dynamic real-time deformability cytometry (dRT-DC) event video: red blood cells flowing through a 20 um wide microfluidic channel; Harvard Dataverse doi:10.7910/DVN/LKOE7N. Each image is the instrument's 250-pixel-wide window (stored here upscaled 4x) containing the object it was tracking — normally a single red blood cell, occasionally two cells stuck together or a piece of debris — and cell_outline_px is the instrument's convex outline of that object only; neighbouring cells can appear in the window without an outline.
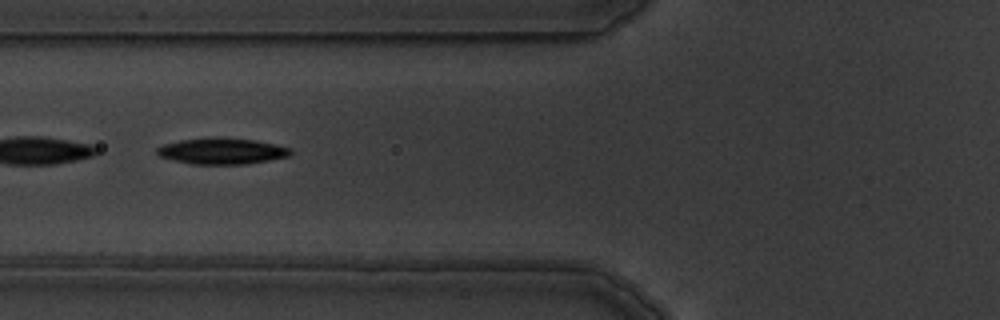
{"species": "common noctule bat (a hibernating species)", "species_latin": "Nyctalus noctula", "temperature_condition": "warm", "stored_images_in_passage": 7, "camera_frame_rate_fps": 3000, "um_per_image_px": 0.085, "animal": {"sex": "male", "body_mass_g": 19.5, "forearm_length_mm": 54.6}, "frame": {"image": 1, "passage_image": 5, "time_ms": 4.667, "image_size_px": [1000, 320], "cell_outline_px": [[292, 152], [288, 156], [268, 160], [244, 164], [192, 164], [172, 160], [160, 156], [156, 152], [156, 148], [164, 144], [180, 140], [220, 136], [256, 140], [276, 144], [292, 148]], "centroid_in_image_um": [18.86, 12.82], "position_along_channel_um": 106.9, "area_um2": 20.52}}
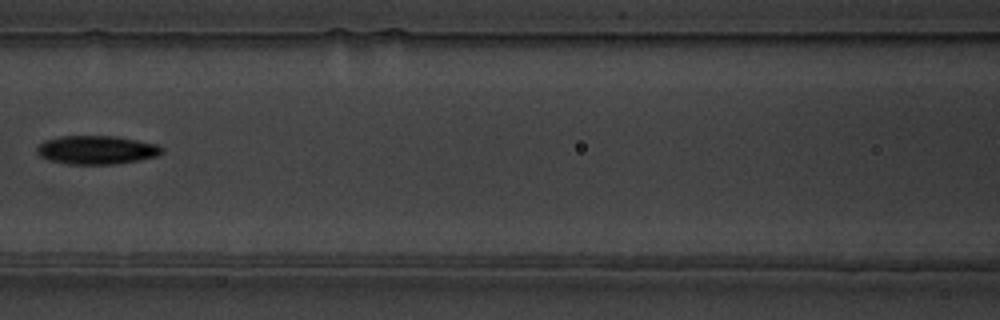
{"frame": {"image": 2, "passage_image": 6, "time_ms": 6.0, "image_size_px": [1000, 320], "cell_outline_px": [[164, 152], [156, 156], [136, 160], [112, 164], [68, 164], [48, 160], [40, 156], [36, 152], [36, 148], [44, 140], [60, 136], [116, 136], [156, 144], [164, 148]], "centroid_in_image_um": [8.18, 12.74], "position_along_channel_um": 158.4, "area_um2": 20.75}}
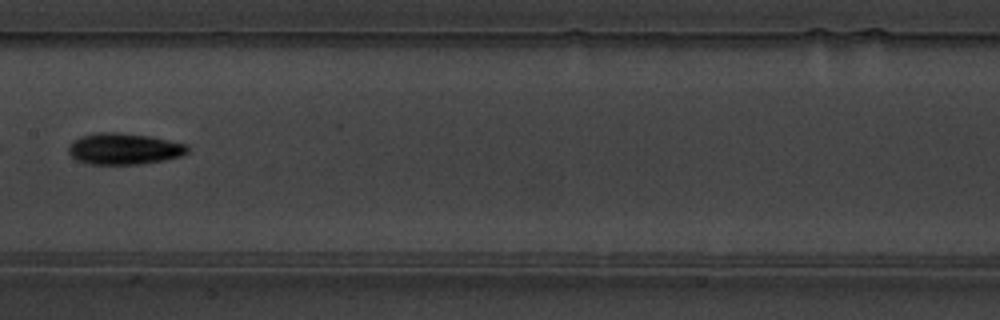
{"frame": {"image": 3, "passage_image": 7, "time_ms": 7.0, "image_size_px": [1000, 320], "cell_outline_px": [[188, 152], [180, 156], [164, 160], [136, 164], [88, 164], [76, 160], [68, 152], [68, 148], [72, 140], [80, 136], [96, 132], [116, 132], [152, 136], [188, 144]], "centroid_in_image_um": [10.52, 12.63], "position_along_channel_um": 196.9, "area_um2": 21.91}}